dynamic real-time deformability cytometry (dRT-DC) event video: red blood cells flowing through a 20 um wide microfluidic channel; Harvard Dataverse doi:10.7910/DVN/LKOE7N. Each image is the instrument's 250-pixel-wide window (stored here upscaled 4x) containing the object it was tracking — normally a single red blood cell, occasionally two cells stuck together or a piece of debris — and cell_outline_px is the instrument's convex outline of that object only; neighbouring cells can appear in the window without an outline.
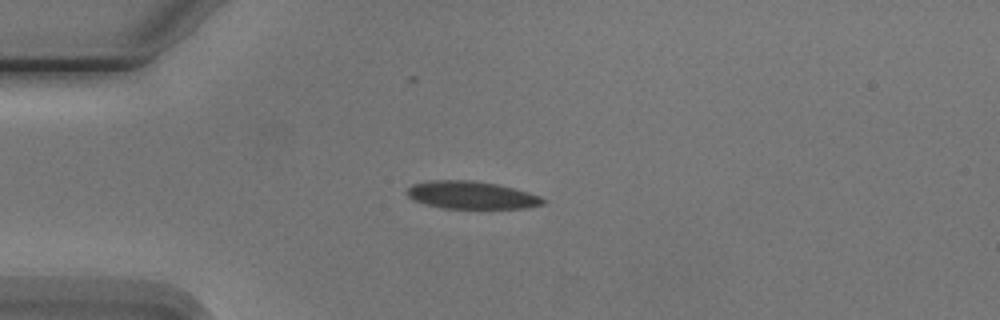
{"species": "Egyptian fruit bat (a non-hibernating species)", "species_latin": "Rousettus aegyptiacus", "temperature_condition": "cold", "stored_images_in_passage": 3, "camera_frame_rate_fps": 3000, "um_per_image_px": 0.085, "animal": {"sex": "male"}, "frame": {"image": 1, "passage_image": 1, "time_ms": 0.0, "image_size_px": [1000, 320], "cell_outline_px": [[548, 200], [544, 204], [528, 208], [440, 208], [416, 200], [408, 196], [404, 192], [412, 184], [428, 180], [476, 180], [496, 184], [528, 192], [540, 196]], "centroid_in_image_um": [40.09, 16.57], "position_along_channel_um": 44.9, "area_um2": 21.96}}
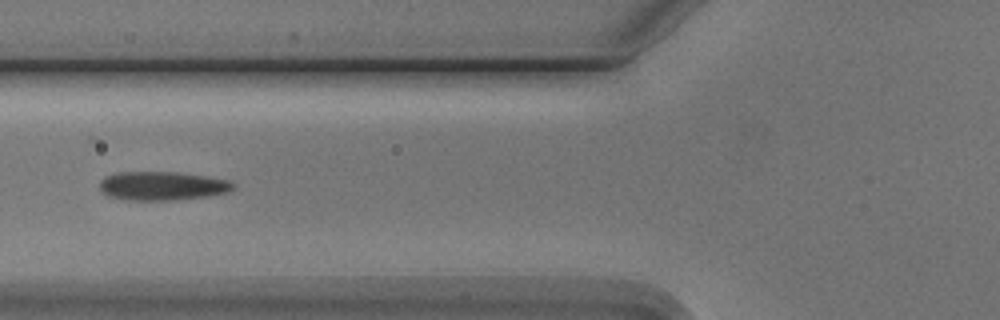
{"frame": {"image": 2, "passage_image": 3, "time_ms": 2.333, "image_size_px": [1000, 320], "cell_outline_px": [[236, 188], [228, 192], [208, 196], [176, 200], [128, 200], [108, 196], [100, 188], [100, 180], [104, 176], [116, 172], [176, 172], [204, 176], [228, 180], [236, 184]], "centroid_in_image_um": [13.8, 15.8], "position_along_channel_um": 112.0, "area_um2": 22.48}}